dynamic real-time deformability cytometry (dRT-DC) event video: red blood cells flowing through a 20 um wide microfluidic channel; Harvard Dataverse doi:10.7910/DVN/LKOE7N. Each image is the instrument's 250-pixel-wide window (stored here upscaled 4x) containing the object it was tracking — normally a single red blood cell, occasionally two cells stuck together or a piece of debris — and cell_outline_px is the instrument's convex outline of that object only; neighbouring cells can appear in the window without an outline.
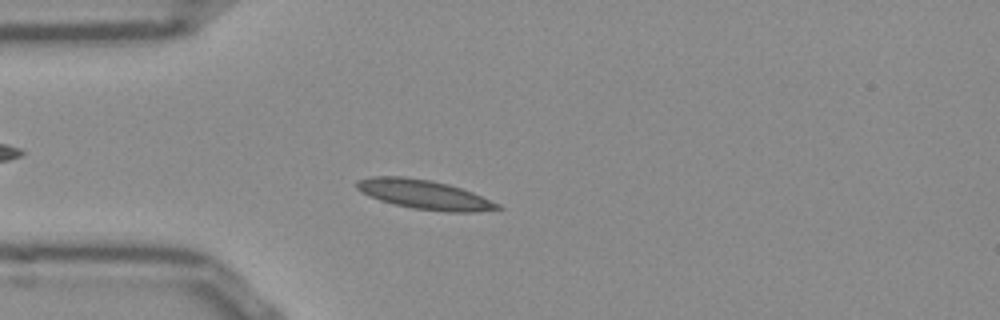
{"species": "Egyptian fruit bat (a non-hibernating species)", "species_latin": "Rousettus aegyptiacus", "temperature_condition": "room temperature", "stored_images_in_passage": 50, "camera_frame_rate_fps": 3000, "um_per_image_px": 0.085, "frame": {"image": 1, "passage_image": 11, "time_ms": 3.333, "image_size_px": [1000, 320], "cell_outline_px": [[504, 208], [476, 212], [448, 212], [412, 208], [380, 200], [356, 188], [356, 180], [372, 176], [404, 176], [432, 180], [448, 184], [472, 192], [500, 204]], "centroid_in_image_um": [36.09, 16.53], "position_along_channel_um": 48.9, "area_um2": 23.87}}
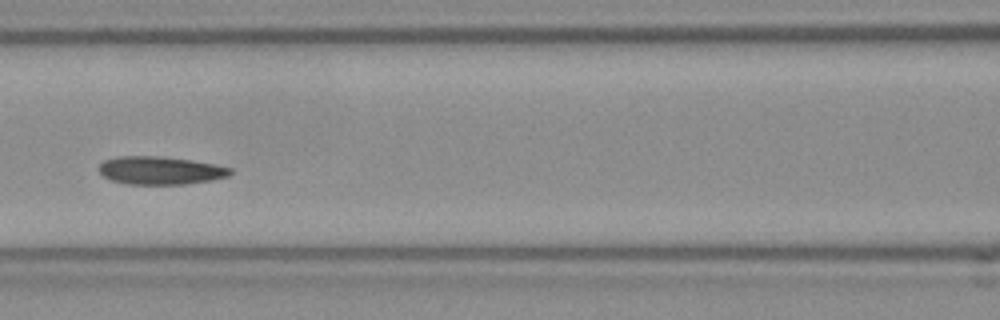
{"frame": {"image": 2, "passage_image": 20, "time_ms": 6.333, "image_size_px": [1000, 320], "cell_outline_px": [[232, 172], [228, 176], [212, 180], [184, 184], [128, 184], [112, 180], [104, 176], [100, 172], [100, 164], [104, 160], [116, 156], [160, 156], [192, 160], [216, 164], [232, 168]], "centroid_in_image_um": [13.65, 14.48], "position_along_channel_um": 152.9, "area_um2": 21.44}}
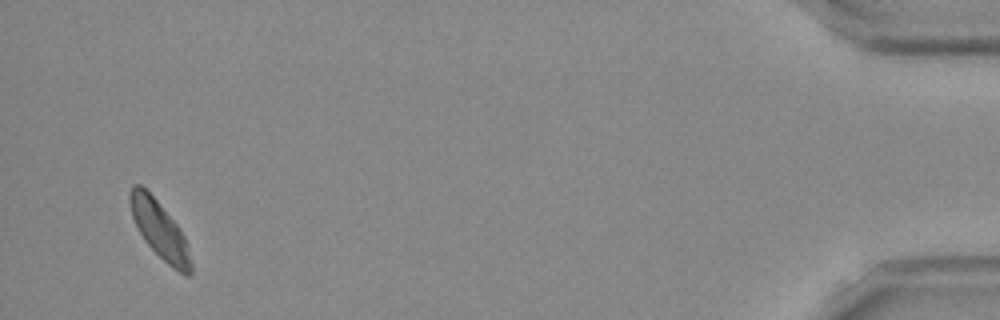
{"frame": {"image": 3, "passage_image": 48, "time_ms": 15.667, "image_size_px": [1000, 320], "cell_outline_px": [[192, 276], [184, 276], [172, 268], [144, 240], [132, 216], [128, 200], [128, 192], [132, 184], [140, 184], [156, 200], [180, 228], [184, 236], [192, 264]], "centroid_in_image_um": [13.56, 19.55], "position_along_channel_um": 421.6, "area_um2": 20.17}, "authors_computed_cell_mechanics": {"area_um2": 21.3282, "velocity_mm_per_s": 3.7993, "shape_relaxation_time_tau1_ms": 3.9015, "shape_relaxation_time_tau2_ms": 2.0116, "deformation_change_tau1": 0.1193, "deformation_change_tau2": 0.0716}}